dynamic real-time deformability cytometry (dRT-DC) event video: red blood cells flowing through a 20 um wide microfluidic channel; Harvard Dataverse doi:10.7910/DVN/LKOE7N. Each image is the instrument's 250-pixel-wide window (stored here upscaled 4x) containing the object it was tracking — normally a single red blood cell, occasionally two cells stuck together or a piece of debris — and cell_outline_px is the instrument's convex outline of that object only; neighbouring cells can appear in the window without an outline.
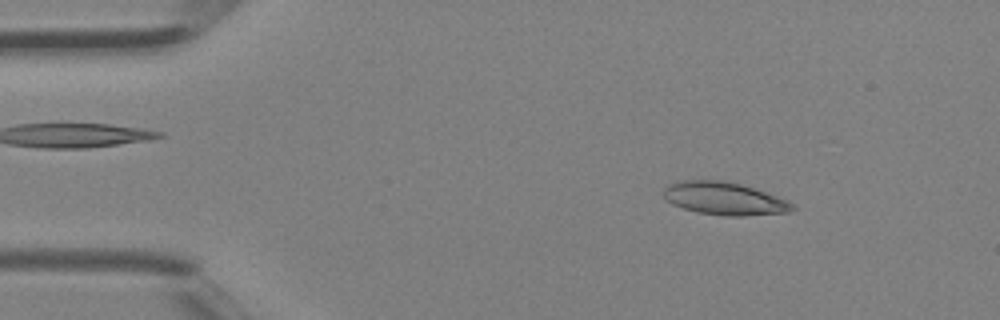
{"species": "Egyptian fruit bat (a non-hibernating species)", "species_latin": "Rousettus aegyptiacus", "temperature_condition": "room temperature", "stored_images_in_passage": 19, "camera_frame_rate_fps": 3000, "um_per_image_px": 0.085, "animal": {"sex": "female"}, "frame": {"image": 1, "passage_image": 5, "time_ms": 1.333, "image_size_px": [1000, 320], "cell_outline_px": [[796, 208], [792, 212], [744, 216], [724, 216], [696, 212], [672, 204], [664, 196], [664, 188], [668, 184], [680, 180], [720, 180], [740, 184], [788, 200]], "centroid_in_image_um": [61.57, 16.88], "position_along_channel_um": 23.4, "area_um2": 24.57}}
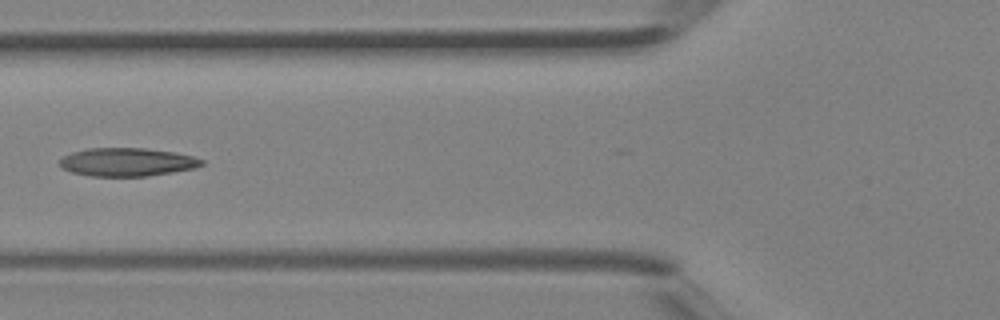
{"frame": {"image": 2, "passage_image": 15, "time_ms": 4.667, "image_size_px": [1000, 320], "cell_outline_px": [[204, 164], [196, 168], [148, 176], [88, 176], [72, 172], [64, 168], [60, 164], [60, 160], [64, 156], [72, 152], [88, 148], [144, 148], [176, 152], [192, 156], [204, 160]], "centroid_in_image_um": [10.84, 13.77], "position_along_channel_um": 115.0, "area_um2": 23.41}}
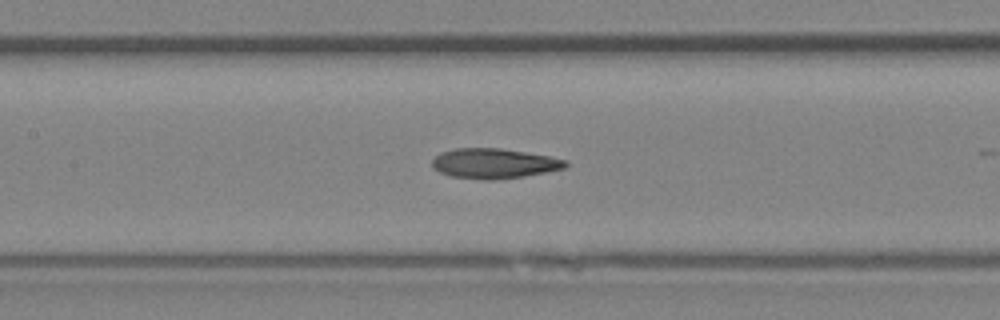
{"frame": {"image": 3, "passage_image": 18, "time_ms": 5.667, "image_size_px": [1000, 320], "cell_outline_px": [[568, 164], [564, 168], [548, 172], [524, 176], [492, 180], [484, 180], [452, 176], [440, 172], [432, 168], [432, 160], [440, 152], [456, 148], [500, 148], [548, 156], [568, 160]], "centroid_in_image_um": [41.99, 13.89], "position_along_channel_um": 165.4, "area_um2": 23.29}}